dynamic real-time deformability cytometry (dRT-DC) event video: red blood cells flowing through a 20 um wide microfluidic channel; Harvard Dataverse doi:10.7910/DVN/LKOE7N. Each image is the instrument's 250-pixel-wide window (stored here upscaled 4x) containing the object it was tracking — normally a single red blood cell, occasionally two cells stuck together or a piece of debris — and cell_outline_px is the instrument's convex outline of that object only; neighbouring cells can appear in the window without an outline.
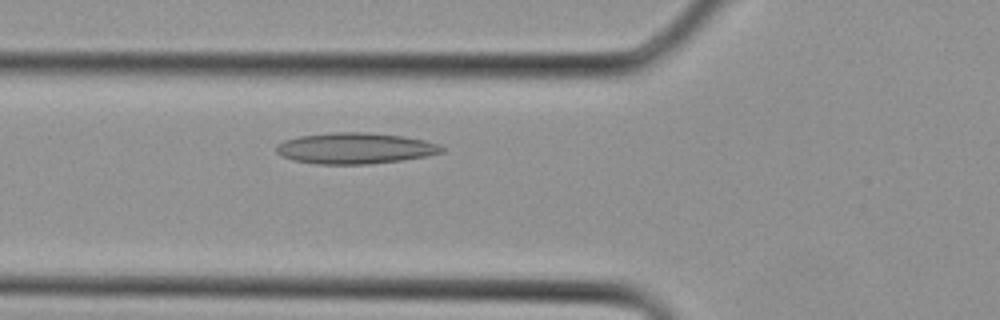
{"species": "Egyptian fruit bat (a non-hibernating species)", "species_latin": "Rousettus aegyptiacus", "temperature_condition": "cold", "stored_images_in_passage": 4, "camera_frame_rate_fps": 3000, "um_per_image_px": 0.085, "animal": {"sex": "female"}, "frame": {"image": 1, "passage_image": 4, "time_ms": 1.0, "image_size_px": [1000, 320], "cell_outline_px": [[444, 152], [428, 156], [400, 160], [368, 164], [316, 164], [292, 160], [280, 156], [276, 152], [276, 144], [284, 140], [300, 136], [336, 132], [368, 132], [404, 136], [424, 140], [436, 144], [444, 148]], "centroid_in_image_um": [30.15, 12.6], "position_along_channel_um": 95.6, "area_um2": 30.0}}